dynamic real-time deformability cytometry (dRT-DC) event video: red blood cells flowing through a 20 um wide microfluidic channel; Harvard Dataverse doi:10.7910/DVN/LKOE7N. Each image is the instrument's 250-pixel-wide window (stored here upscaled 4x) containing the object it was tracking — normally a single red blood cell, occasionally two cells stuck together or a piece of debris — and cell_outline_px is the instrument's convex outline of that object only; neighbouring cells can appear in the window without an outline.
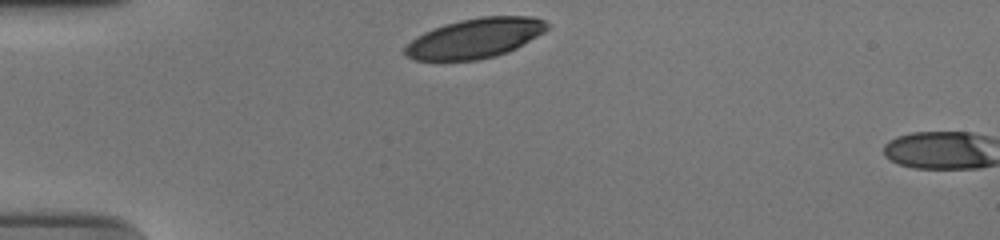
{"species": "human", "species_latin": "Homo sapiens", "temperature_condition": "cold", "stored_images_in_passage": 3, "camera_frame_rate_fps": 3000, "um_per_image_px": 0.085, "donor": {"sex": "male"}, "frame": {"image": 1, "passage_image": 1, "time_ms": 0.0, "image_size_px": [1000, 240], "cell_outline_px": [[548, 28], [544, 32], [516, 48], [508, 52], [496, 56], [476, 60], [412, 60], [404, 52], [404, 48], [416, 36], [432, 28], [444, 24], [460, 20], [480, 16], [532, 16], [544, 20], [548, 24]], "centroid_in_image_um": [40.38, 3.24], "position_along_channel_um": 44.6, "area_um2": 32.95}}